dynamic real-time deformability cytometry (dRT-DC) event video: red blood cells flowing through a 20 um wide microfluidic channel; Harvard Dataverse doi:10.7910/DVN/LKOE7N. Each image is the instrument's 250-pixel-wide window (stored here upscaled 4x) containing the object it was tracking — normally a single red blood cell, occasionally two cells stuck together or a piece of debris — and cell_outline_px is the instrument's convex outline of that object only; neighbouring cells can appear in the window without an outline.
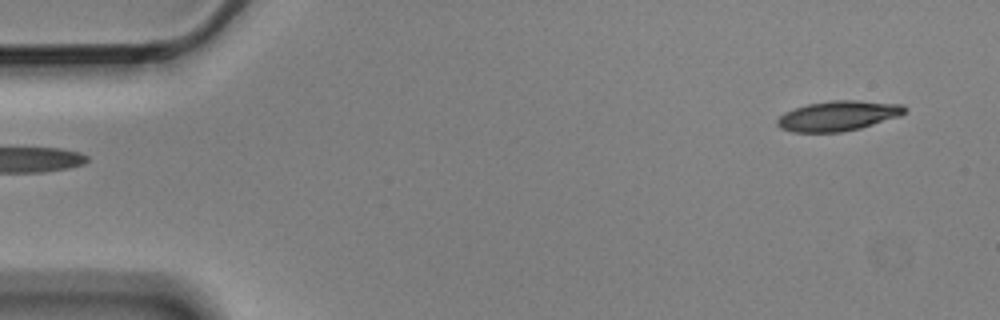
{"species": "Egyptian fruit bat (a non-hibernating species)", "species_latin": "Rousettus aegyptiacus", "temperature_condition": "cold", "stored_images_in_passage": 5, "segment_of_instrument_passage": [2, 2], "camera_frame_rate_fps": 3000, "um_per_image_px": 0.085, "animal": {"sex": "male"}, "frame": {"image": 1, "passage_image": 5, "time_ms": 1.333, "image_size_px": [1000, 320], "cell_outline_px": [[904, 112], [900, 116], [860, 128], [840, 132], [792, 132], [780, 128], [776, 124], [776, 120], [784, 112], [808, 104], [832, 100], [856, 100], [904, 104]], "centroid_in_image_um": [71.22, 9.84], "position_along_channel_um": 13.8, "area_um2": 22.2}}